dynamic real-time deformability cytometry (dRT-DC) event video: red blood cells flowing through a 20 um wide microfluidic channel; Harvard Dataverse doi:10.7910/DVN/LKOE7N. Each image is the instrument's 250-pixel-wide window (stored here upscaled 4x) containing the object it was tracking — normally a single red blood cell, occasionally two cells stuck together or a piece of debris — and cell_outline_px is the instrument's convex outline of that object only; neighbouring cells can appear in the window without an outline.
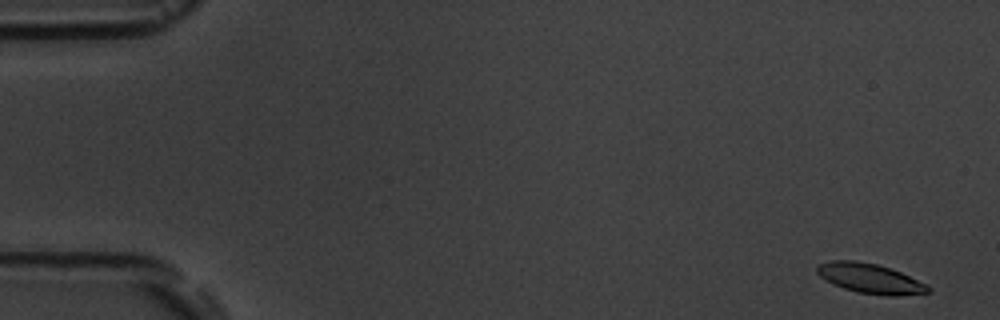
{"species": "common noctule bat (a hibernating species)", "species_latin": "Nyctalus noctula", "temperature_condition": "room temperature", "stored_images_in_passage": 6, "camera_frame_rate_fps": 3000, "um_per_image_px": 0.085, "animal": {"sex": "male", "body_mass_g": 19.5, "forearm_length_mm": 54.6}, "frame": {"image": 1, "passage_image": 1, "time_ms": 0.0, "image_size_px": [1000, 320], "cell_outline_px": [[932, 292], [896, 296], [888, 296], [856, 292], [844, 288], [820, 276], [816, 272], [816, 264], [832, 260], [856, 260], [876, 264], [900, 272], [928, 284], [932, 288]], "centroid_in_image_um": [73.99, 23.67], "position_along_channel_um": 11.0, "area_um2": 19.31}}
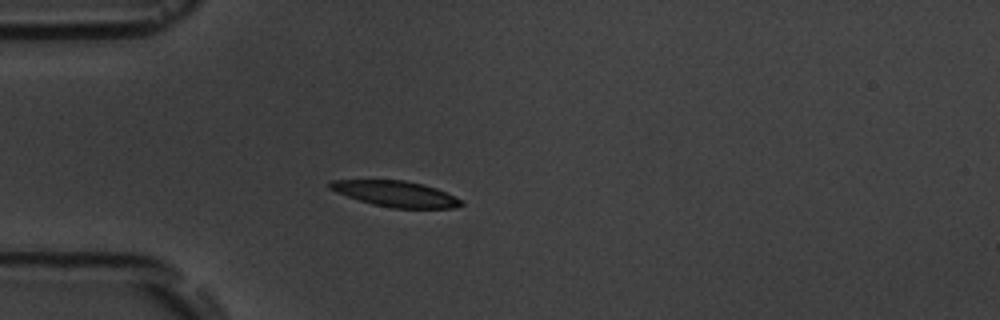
{"frame": {"image": 2, "passage_image": 5, "time_ms": 4.667, "image_size_px": [1000, 320], "cell_outline_px": [[464, 204], [452, 208], [392, 208], [372, 204], [336, 192], [328, 188], [328, 184], [332, 180], [404, 180], [424, 184], [436, 188], [464, 200]], "centroid_in_image_um": [33.66, 16.47], "position_along_channel_um": 51.3, "area_um2": 19.71}}